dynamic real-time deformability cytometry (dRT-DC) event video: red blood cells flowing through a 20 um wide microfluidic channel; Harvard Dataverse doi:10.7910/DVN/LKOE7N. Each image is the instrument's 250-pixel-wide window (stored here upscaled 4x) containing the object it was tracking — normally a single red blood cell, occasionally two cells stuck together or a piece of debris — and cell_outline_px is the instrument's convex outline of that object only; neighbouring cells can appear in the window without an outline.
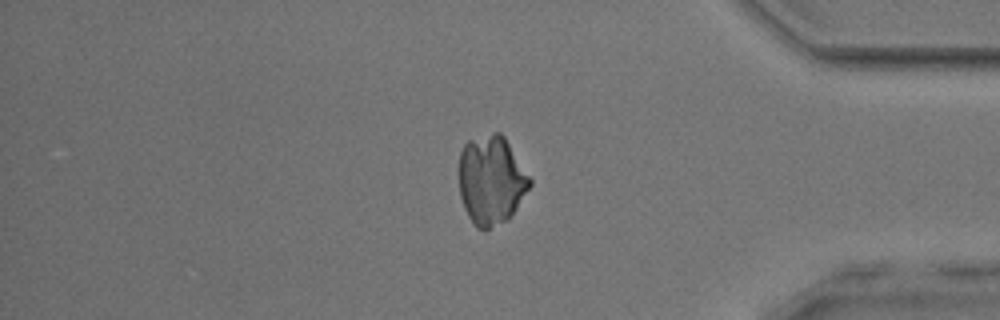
{"species": "common noctule bat (a hibernating species)", "species_latin": "Nyctalus noctula", "temperature_condition": "room temperature", "stored_images_in_passage": 43, "camera_frame_rate_fps": 3000, "um_per_image_px": 0.085, "animal": {"sex": "male", "body_mass_g": 17.9, "forearm_length_mm": 54.2}, "frame": {"image": 1, "passage_image": 37, "time_ms": 12.0, "image_size_px": [1000, 320], "cell_outline_px": [[532, 184], [508, 220], [484, 232], [476, 228], [468, 216], [464, 208], [460, 196], [460, 152], [464, 144], [468, 140], [496, 132], [500, 132], [504, 136], [532, 180]], "centroid_in_image_um": [41.75, 15.35], "position_along_channel_um": 393.4, "area_um2": 36.76}}